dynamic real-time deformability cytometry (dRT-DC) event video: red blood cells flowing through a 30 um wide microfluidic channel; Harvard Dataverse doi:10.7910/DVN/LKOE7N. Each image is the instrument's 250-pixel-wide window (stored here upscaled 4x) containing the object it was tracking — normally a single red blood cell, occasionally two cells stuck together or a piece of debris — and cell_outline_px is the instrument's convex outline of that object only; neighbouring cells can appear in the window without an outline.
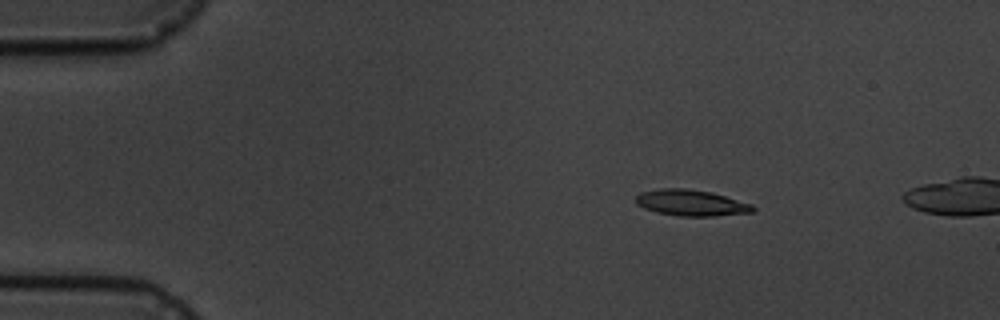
{"species": "common noctule bat (a hibernating species)", "species_latin": "Nyctalus noctula", "temperature_condition": "cold", "stored_images_in_passage": 5, "camera_frame_rate_fps": 3000, "um_per_image_px": 0.085, "animal": {"sex": "male", "body_mass_g": 19.5, "forearm_length_mm": 54.6}, "frame": {"image": 1, "passage_image": 3, "time_ms": 2.333, "image_size_px": [1000, 320], "cell_outline_px": [[756, 208], [752, 212], [716, 216], [680, 216], [656, 212], [644, 208], [636, 204], [636, 196], [640, 192], [660, 188], [688, 188], [712, 192], [752, 204]], "centroid_in_image_um": [58.74, 17.23], "position_along_channel_um": 26.3, "area_um2": 17.92}}